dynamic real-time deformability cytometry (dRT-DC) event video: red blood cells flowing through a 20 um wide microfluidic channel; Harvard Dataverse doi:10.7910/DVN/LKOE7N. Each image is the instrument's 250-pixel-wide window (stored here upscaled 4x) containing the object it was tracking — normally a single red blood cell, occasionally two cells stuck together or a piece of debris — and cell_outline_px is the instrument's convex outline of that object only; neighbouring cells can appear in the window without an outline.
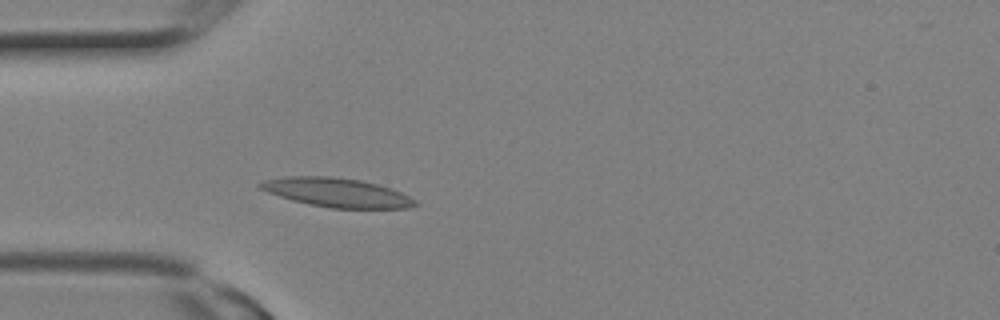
{"species": "Egyptian fruit bat (a non-hibernating species)", "species_latin": "Rousettus aegyptiacus", "temperature_condition": "room temperature", "stored_images_in_passage": 10, "camera_frame_rate_fps": 3000, "um_per_image_px": 0.085, "animal": {"sex": "female"}, "frame": {"image": 1, "passage_image": 5, "time_ms": 1.333, "image_size_px": [1000, 320], "cell_outline_px": [[420, 204], [408, 208], [332, 208], [308, 204], [292, 200], [268, 192], [260, 188], [256, 184], [264, 180], [284, 176], [332, 176], [360, 180], [376, 184], [400, 192], [416, 200]], "centroid_in_image_um": [28.61, 16.36], "position_along_channel_um": 56.4, "area_um2": 26.07}}
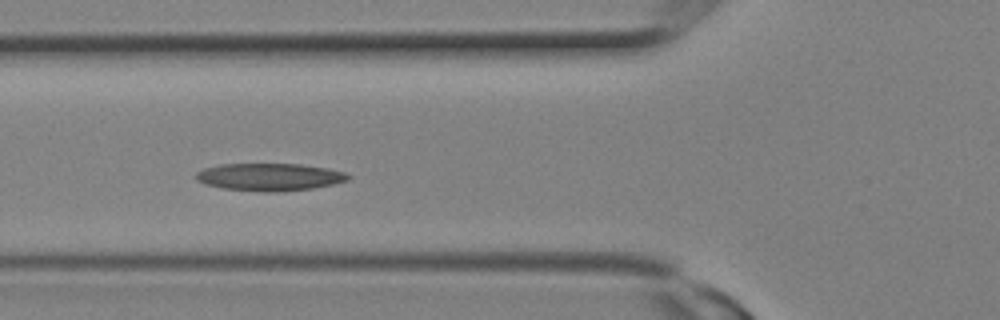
{"frame": {"image": 2, "passage_image": 7, "time_ms": 2.0, "image_size_px": [1000, 320], "cell_outline_px": [[352, 176], [348, 180], [332, 184], [312, 188], [276, 192], [260, 192], [224, 188], [204, 184], [196, 180], [196, 172], [204, 168], [220, 164], [300, 164], [328, 168], [348, 172]], "centroid_in_image_um": [22.93, 15.04], "position_along_channel_um": 102.9, "area_um2": 24.51}}
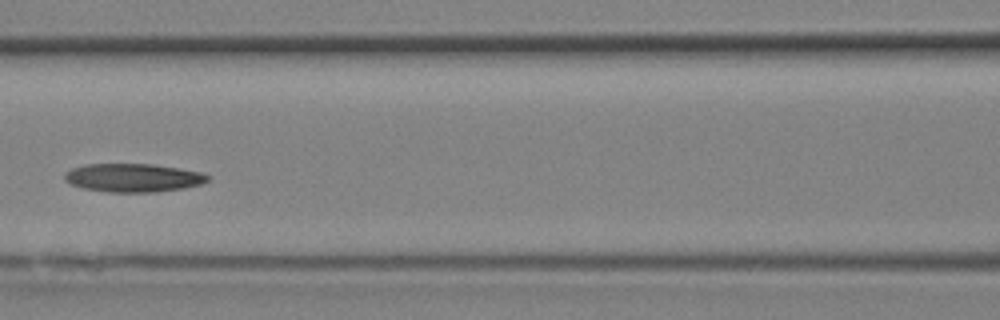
{"frame": {"image": 3, "passage_image": 9, "time_ms": 2.667, "image_size_px": [1000, 320], "cell_outline_px": [[208, 180], [200, 184], [180, 188], [156, 192], [108, 192], [84, 188], [72, 184], [64, 180], [64, 172], [72, 168], [84, 164], [152, 164], [180, 168], [200, 172], [208, 176]], "centroid_in_image_um": [11.27, 15.1], "position_along_channel_um": 155.3, "area_um2": 23.52}}